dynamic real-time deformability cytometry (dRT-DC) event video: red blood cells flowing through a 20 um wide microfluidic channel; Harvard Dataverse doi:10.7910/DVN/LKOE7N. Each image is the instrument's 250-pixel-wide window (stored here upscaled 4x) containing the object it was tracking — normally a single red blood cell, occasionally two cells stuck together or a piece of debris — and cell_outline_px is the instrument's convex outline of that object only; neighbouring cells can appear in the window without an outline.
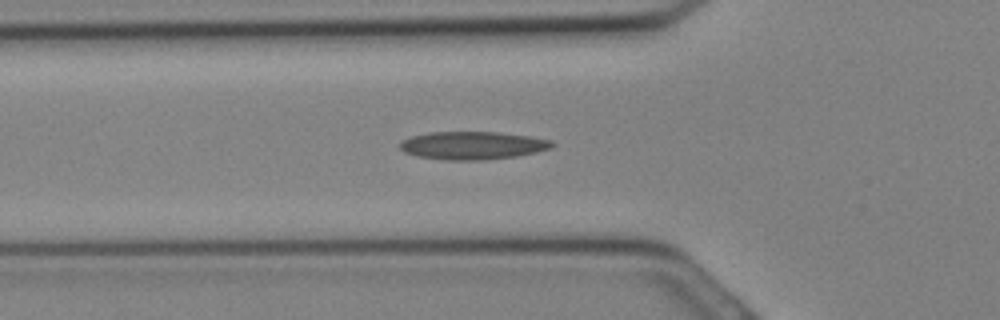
{"species": "Egyptian fruit bat (a non-hibernating species)", "species_latin": "Rousettus aegyptiacus", "temperature_condition": "cold", "stored_images_in_passage": 19, "camera_frame_rate_fps": 3000, "um_per_image_px": 0.085, "animal": {"sex": "female"}, "frame": {"image": 1, "passage_image": 9, "time_ms": 2.667, "image_size_px": [1000, 320], "cell_outline_px": [[556, 144], [548, 148], [536, 152], [516, 156], [480, 160], [448, 160], [416, 156], [404, 152], [400, 148], [400, 140], [412, 136], [428, 132], [496, 132], [528, 136], [552, 140]], "centroid_in_image_um": [40.13, 12.36], "position_along_channel_um": 85.7, "area_um2": 24.68}}
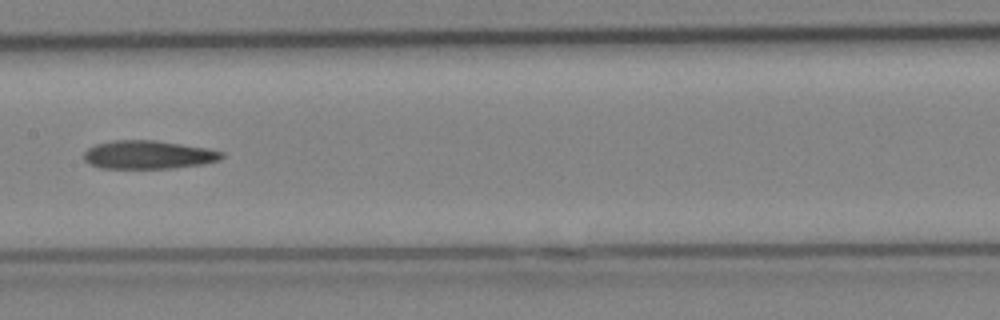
{"frame": {"image": 2, "passage_image": 14, "time_ms": 4.333, "image_size_px": [1000, 320], "cell_outline_px": [[224, 156], [220, 160], [204, 164], [172, 168], [100, 168], [88, 164], [84, 160], [84, 152], [88, 148], [96, 144], [112, 140], [156, 140], [208, 148], [224, 152]], "centroid_in_image_um": [12.61, 13.15], "position_along_channel_um": 194.8, "area_um2": 23.0}}
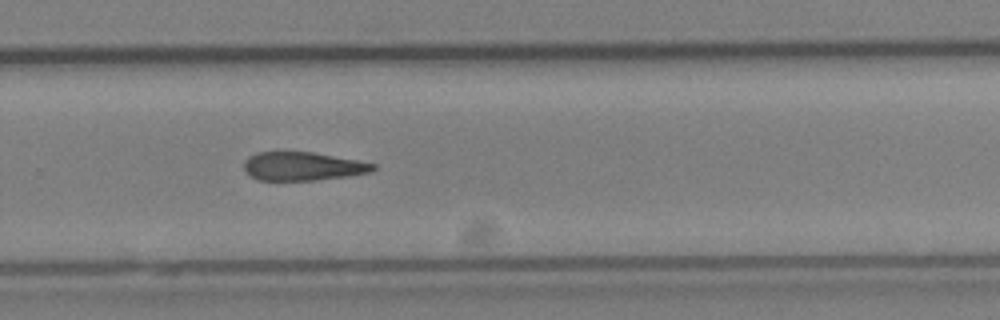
{"frame": {"image": 3, "passage_image": 19, "time_ms": 6.0, "image_size_px": [1000, 320], "cell_outline_px": [[376, 168], [372, 172], [348, 176], [312, 180], [256, 180], [244, 172], [244, 160], [248, 156], [256, 152], [312, 152], [356, 160], [376, 164]], "centroid_in_image_um": [25.69, 14.13], "position_along_channel_um": 304.1, "area_um2": 21.5}}